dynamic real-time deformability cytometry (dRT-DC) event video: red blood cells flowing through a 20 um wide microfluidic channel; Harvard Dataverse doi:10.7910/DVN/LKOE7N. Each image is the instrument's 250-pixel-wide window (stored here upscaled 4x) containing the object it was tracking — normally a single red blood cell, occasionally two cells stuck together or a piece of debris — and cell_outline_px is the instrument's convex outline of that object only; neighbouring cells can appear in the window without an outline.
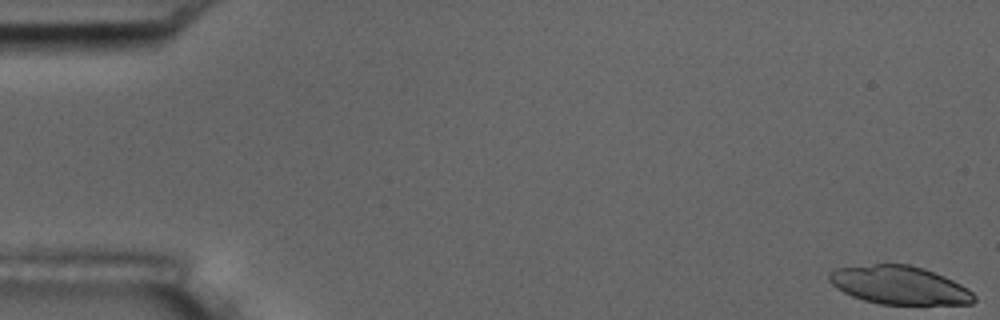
{"species": "common noctule bat (a hibernating species)", "species_latin": "Nyctalus noctula", "temperature_condition": "room temperature", "stored_images_in_passage": 56, "camera_frame_rate_fps": 3000, "um_per_image_px": 0.085, "animal": {"sex": "male", "body_mass_g": 17.5, "forearm_length_mm": 52.3}, "frame": {"image": 1, "passage_image": 1, "time_ms": 0.0, "image_size_px": [1000, 320], "cell_outline_px": [[976, 300], [972, 304], [880, 304], [864, 300], [852, 296], [836, 288], [828, 280], [828, 272], [836, 268], [876, 264], [908, 264], [924, 268], [944, 276], [968, 288], [976, 296]], "centroid_in_image_um": [76.45, 24.24], "position_along_channel_um": 8.6, "area_um2": 32.37}}